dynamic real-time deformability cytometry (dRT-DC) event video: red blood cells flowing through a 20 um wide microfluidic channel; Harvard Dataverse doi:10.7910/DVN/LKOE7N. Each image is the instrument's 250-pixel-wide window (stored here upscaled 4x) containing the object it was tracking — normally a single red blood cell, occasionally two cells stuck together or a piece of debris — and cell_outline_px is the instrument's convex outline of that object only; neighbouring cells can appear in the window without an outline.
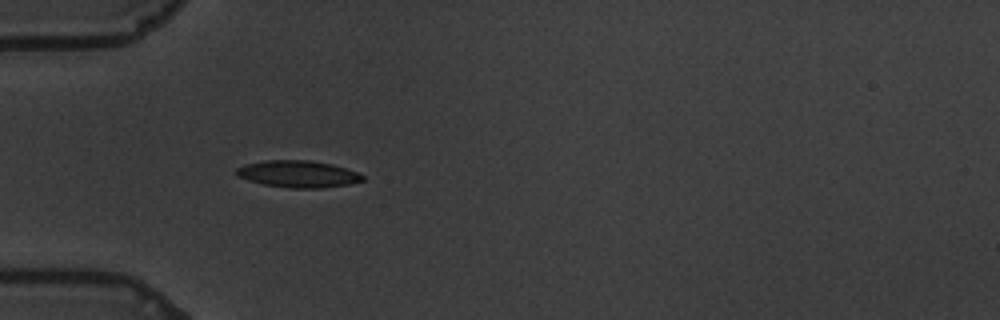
{"species": "common noctule bat (a hibernating species)", "species_latin": "Nyctalus noctula", "temperature_condition": "warm", "stored_images_in_passage": 41, "camera_frame_rate_fps": 3000, "um_per_image_px": 0.085, "animal": {"sex": "male", "body_mass_g": 19.5, "forearm_length_mm": 54.6}, "frame": {"image": 1, "passage_image": 1, "time_ms": 0.0, "image_size_px": [1000, 320], "cell_outline_px": [[364, 180], [348, 184], [320, 188], [288, 188], [264, 184], [248, 180], [236, 176], [236, 168], [244, 164], [268, 160], [308, 160], [332, 164], [356, 172], [364, 176]], "centroid_in_image_um": [25.3, 14.79], "position_along_channel_um": 59.7, "area_um2": 19.65}}
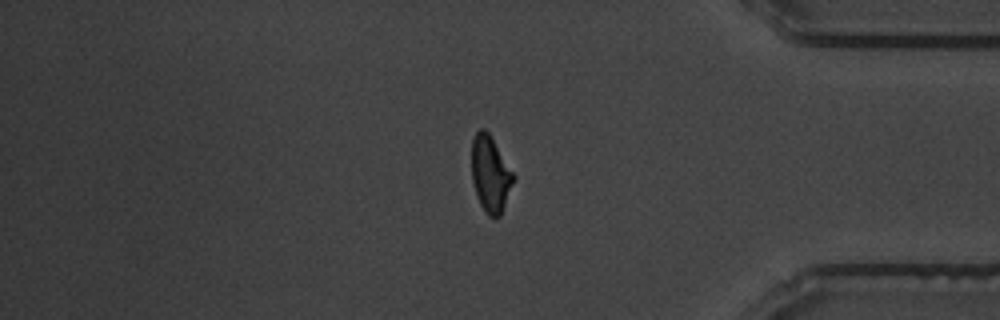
{"frame": {"image": 2, "passage_image": 32, "time_ms": 10.333, "image_size_px": [1000, 320], "cell_outline_px": [[516, 176], [500, 216], [496, 220], [488, 216], [484, 212], [476, 196], [472, 180], [472, 140], [476, 132], [480, 128], [484, 128], [488, 132]], "centroid_in_image_um": [41.68, 14.83], "position_along_channel_um": 393.5, "area_um2": 18.67}}
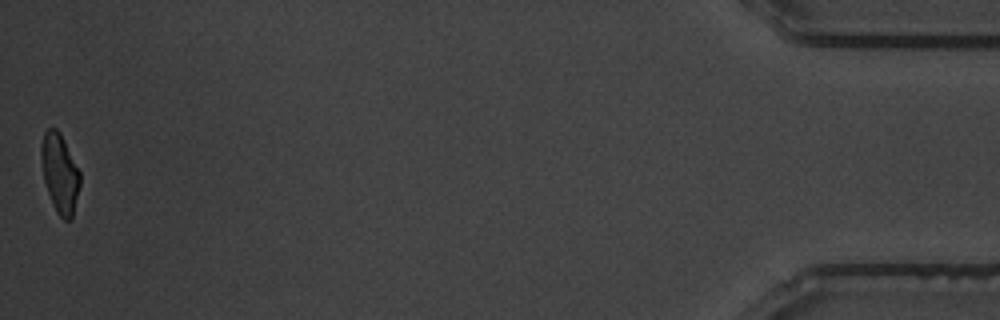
{"frame": {"image": 3, "passage_image": 41, "time_ms": 13.333, "image_size_px": [1000, 320], "cell_outline_px": [[80, 184], [72, 220], [64, 220], [56, 212], [52, 204], [44, 180], [40, 156], [40, 144], [44, 132], [48, 128], [56, 128], [60, 132], [80, 172]], "centroid_in_image_um": [5.07, 14.72], "position_along_channel_um": 430.1, "area_um2": 17.98}, "authors_computed_cell_mechanics": {"area_um2": 19.2474, "velocity_mm_per_s": 3.4798, "shape_relaxation_time_tau1_ms": 4.767, "shape_relaxation_time_tau2_ms": 1.3662, "deformation_change_tau1": 0.1896, "deformation_change_tau2": 0.0877}}